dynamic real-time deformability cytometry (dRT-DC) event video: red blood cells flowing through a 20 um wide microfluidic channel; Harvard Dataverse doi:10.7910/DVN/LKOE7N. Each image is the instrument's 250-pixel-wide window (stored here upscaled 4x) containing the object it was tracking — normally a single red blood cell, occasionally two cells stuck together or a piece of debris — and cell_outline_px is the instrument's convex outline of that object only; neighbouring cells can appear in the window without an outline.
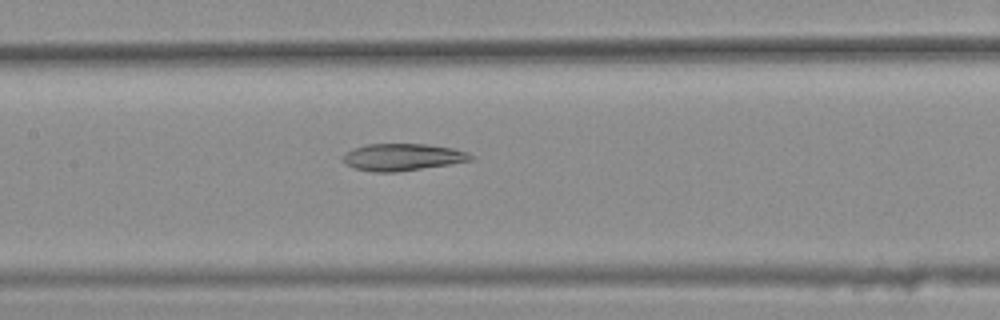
{"species": "common noctule bat (a hibernating species)", "species_latin": "Nyctalus noctula", "temperature_condition": "warm", "stored_images_in_passage": 33, "camera_frame_rate_fps": 3000, "um_per_image_px": 0.085, "animal": {"sex": "female", "body_mass_g": 25.1}, "frame": {"image": 1, "passage_image": 11, "time_ms": 3.333, "image_size_px": [1000, 320], "cell_outline_px": [[476, 156], [472, 160], [448, 164], [396, 172], [372, 172], [352, 168], [344, 160], [344, 156], [352, 148], [368, 144], [428, 144], [452, 148], [468, 152]], "centroid_in_image_um": [34.24, 13.35], "position_along_channel_um": 173.2, "area_um2": 20.0}}
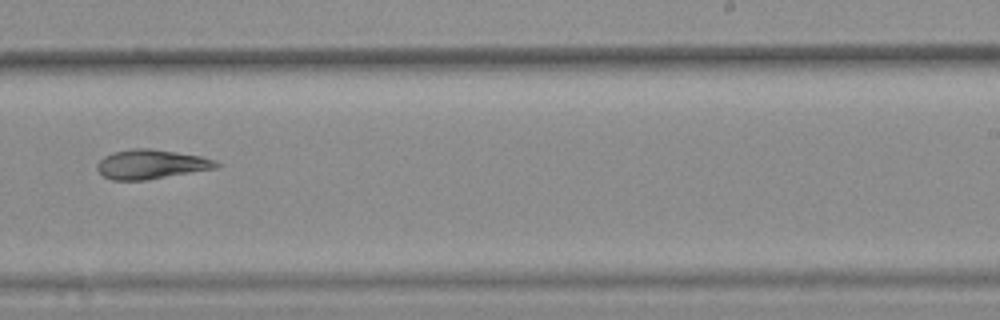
{"frame": {"image": 2, "passage_image": 19, "time_ms": 6.0, "image_size_px": [1000, 320], "cell_outline_px": [[220, 164], [216, 168], [148, 180], [112, 180], [104, 176], [96, 168], [96, 164], [104, 156], [112, 152], [132, 148], [152, 148], [200, 156], [216, 160]], "centroid_in_image_um": [12.83, 13.96], "position_along_channel_um": 276.2, "area_um2": 20.46}}
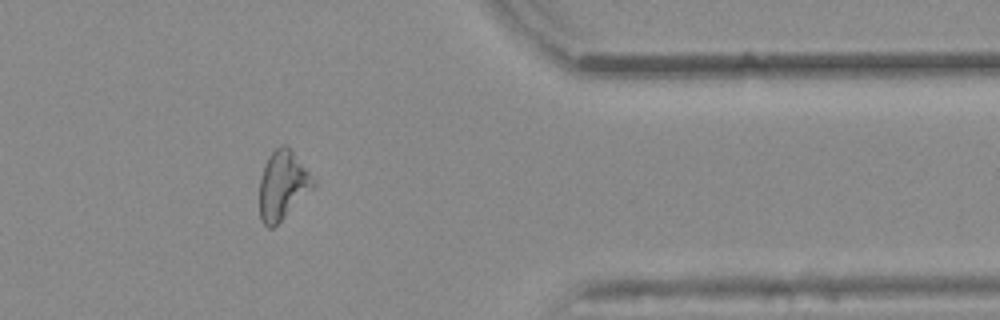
{"frame": {"image": 3, "passage_image": 29, "time_ms": 9.333, "image_size_px": [1000, 320], "cell_outline_px": [[316, 184], [272, 228], [268, 228], [260, 220], [260, 176], [268, 156], [280, 144], [288, 144], [316, 180]], "centroid_in_image_um": [24.02, 15.68], "position_along_channel_um": 387.4, "area_um2": 21.33}, "authors_computed_cell_mechanics": {"area_um2": 20.808, "velocity_mm_per_s": 3.8774, "shape_relaxation_time_tau1_ms": null, "shape_relaxation_time_tau2_ms": 5.187, "deformation_change_tau1": null, "deformation_change_tau2": 0.1499}}